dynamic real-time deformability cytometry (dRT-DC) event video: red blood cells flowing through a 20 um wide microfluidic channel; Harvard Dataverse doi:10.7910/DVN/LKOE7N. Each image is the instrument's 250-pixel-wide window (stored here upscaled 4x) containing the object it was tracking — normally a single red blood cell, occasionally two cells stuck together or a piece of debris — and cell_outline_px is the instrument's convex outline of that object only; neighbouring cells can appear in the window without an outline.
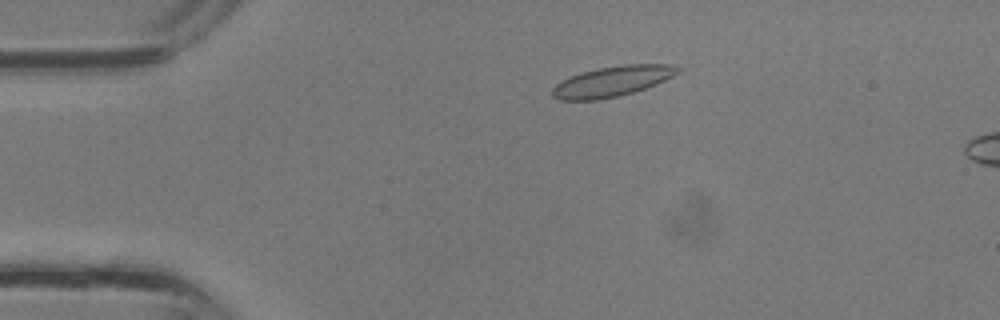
{"species": "common noctule bat (a hibernating species)", "species_latin": "Nyctalus noctula", "temperature_condition": "room temperature", "stored_images_in_passage": 32, "camera_frame_rate_fps": 3000, "um_per_image_px": 0.085, "animal": {"sex": "male", "body_mass_g": 13.3}, "frame": {"image": 1, "passage_image": 2, "time_ms": 0.333, "image_size_px": [1000, 320], "cell_outline_px": [[684, 68], [680, 72], [656, 84], [620, 96], [596, 100], [560, 100], [552, 96], [552, 88], [560, 80], [596, 68], [624, 64], [672, 64]], "centroid_in_image_um": [52.06, 6.9], "position_along_channel_um": 32.9, "area_um2": 22.25}}
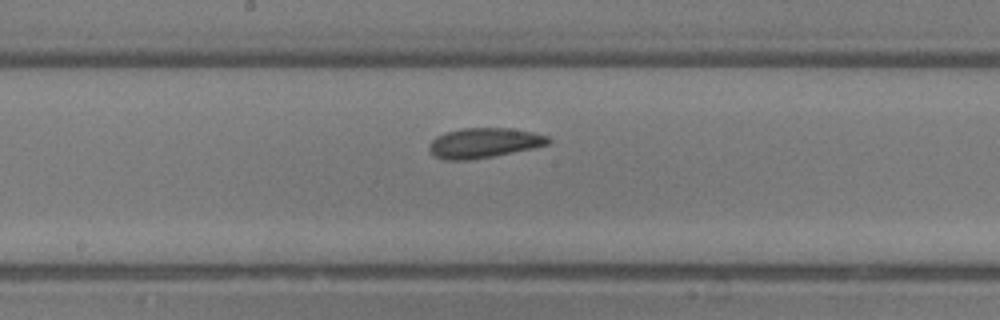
{"frame": {"image": 2, "passage_image": 14, "time_ms": 4.333, "image_size_px": [1000, 320], "cell_outline_px": [[552, 140], [548, 144], [532, 148], [492, 156], [468, 160], [444, 160], [432, 156], [428, 148], [428, 144], [436, 136], [444, 132], [464, 128], [512, 128], [532, 132], [548, 136]], "centroid_in_image_um": [41.08, 12.14], "position_along_channel_um": 207.1, "area_um2": 20.87}}
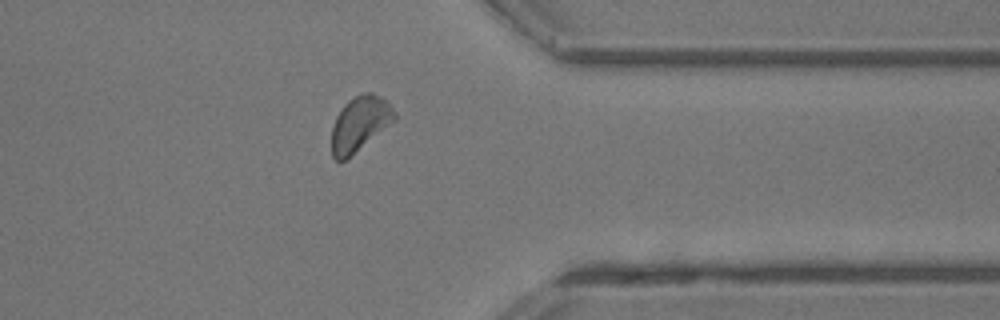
{"frame": {"image": 3, "passage_image": 24, "time_ms": 7.667, "image_size_px": [1000, 320], "cell_outline_px": [[396, 120], [344, 160], [336, 160], [332, 156], [332, 128], [336, 116], [344, 104], [348, 100], [364, 92], [372, 92], [380, 96], [392, 104], [396, 112]], "centroid_in_image_um": [30.61, 10.47], "position_along_channel_um": 380.8, "area_um2": 19.94}}